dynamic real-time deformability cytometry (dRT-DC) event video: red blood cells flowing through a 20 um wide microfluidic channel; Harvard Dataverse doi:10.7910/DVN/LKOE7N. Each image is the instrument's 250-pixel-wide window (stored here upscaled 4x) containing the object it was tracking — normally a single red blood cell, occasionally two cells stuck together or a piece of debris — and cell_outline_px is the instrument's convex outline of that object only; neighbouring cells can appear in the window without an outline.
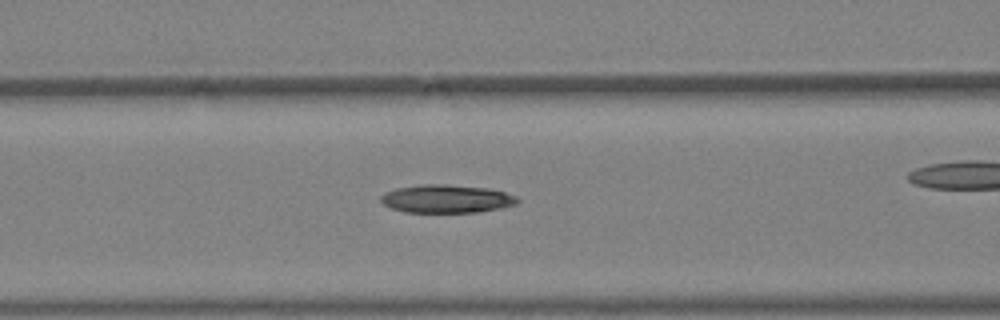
{"species": "Egyptian fruit bat (a non-hibernating species)", "species_latin": "Rousettus aegyptiacus", "temperature_condition": "warm", "stored_images_in_passage": 4, "camera_frame_rate_fps": 3000, "um_per_image_px": 0.085, "animal": {"sex": "female"}, "frame": {"image": 1, "passage_image": 3, "time_ms": 0.667, "image_size_px": [1000, 320], "cell_outline_px": [[520, 200], [516, 204], [504, 208], [480, 212], [408, 212], [392, 208], [384, 204], [380, 200], [380, 196], [384, 192], [396, 188], [424, 184], [444, 184], [488, 188], [504, 192], [516, 196]], "centroid_in_image_um": [37.98, 16.9], "position_along_channel_um": 128.6, "area_um2": 22.48}}